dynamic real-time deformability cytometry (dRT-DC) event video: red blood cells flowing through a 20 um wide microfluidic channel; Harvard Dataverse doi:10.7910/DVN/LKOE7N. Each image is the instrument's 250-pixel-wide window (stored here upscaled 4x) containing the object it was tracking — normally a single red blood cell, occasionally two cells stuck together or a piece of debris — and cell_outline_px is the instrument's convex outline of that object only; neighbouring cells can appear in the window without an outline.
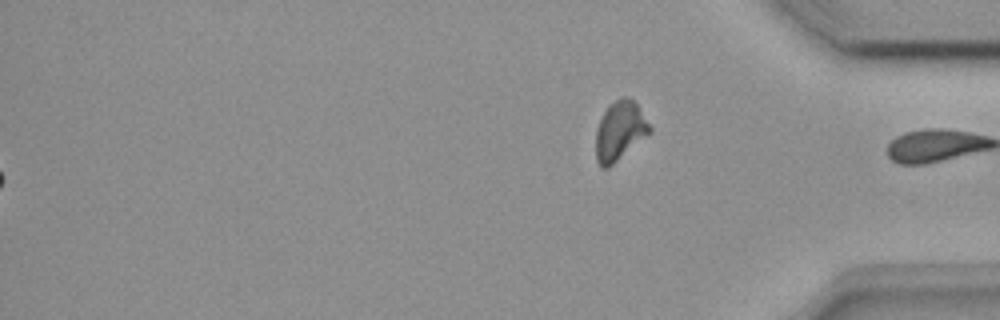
{"species": "common noctule bat (a hibernating species)", "species_latin": "Nyctalus noctula", "temperature_condition": "room temperature", "stored_images_in_passage": 48, "segment_of_instrument_passage": [2, 2], "camera_frame_rate_fps": 3000, "um_per_image_px": 0.085, "animal": {"sex": "female", "body_mass_g": 18.4}, "frame": {"image": 1, "passage_image": 48, "time_ms": 15.667, "image_size_px": [1000, 320], "cell_outline_px": [[652, 132], [608, 168], [600, 168], [596, 160], [596, 128], [608, 104], [620, 96], [628, 96], [636, 104], [652, 128]], "centroid_in_image_um": [52.67, 11.12], "position_along_channel_um": 382.5, "area_um2": 18.67}}